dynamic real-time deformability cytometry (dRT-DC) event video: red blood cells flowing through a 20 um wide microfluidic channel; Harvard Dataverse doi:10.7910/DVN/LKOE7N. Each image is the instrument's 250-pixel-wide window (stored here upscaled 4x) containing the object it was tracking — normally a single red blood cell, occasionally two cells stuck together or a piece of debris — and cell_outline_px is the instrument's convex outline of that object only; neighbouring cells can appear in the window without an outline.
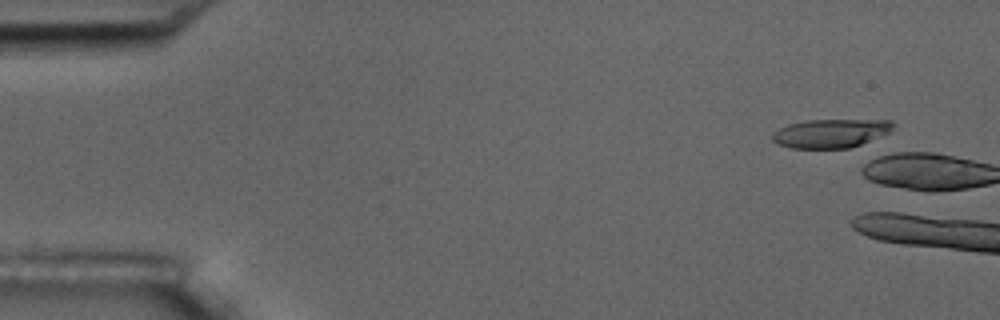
{"species": "common noctule bat (a hibernating species)", "species_latin": "Nyctalus noctula", "temperature_condition": "room temperature", "stored_images_in_passage": 6, "camera_frame_rate_fps": 3000, "um_per_image_px": 0.085, "animal": {"sex": "male", "body_mass_g": 17.5, "forearm_length_mm": 52.3}, "frame": {"image": 1, "passage_image": 1, "time_ms": 0.0, "image_size_px": [1000, 320], "cell_outline_px": [[896, 124], [888, 132], [860, 144], [848, 148], [792, 148], [776, 144], [772, 140], [772, 132], [788, 124], [804, 120], [892, 120]], "centroid_in_image_um": [70.56, 11.32], "position_along_channel_um": 14.4, "area_um2": 20.11}}